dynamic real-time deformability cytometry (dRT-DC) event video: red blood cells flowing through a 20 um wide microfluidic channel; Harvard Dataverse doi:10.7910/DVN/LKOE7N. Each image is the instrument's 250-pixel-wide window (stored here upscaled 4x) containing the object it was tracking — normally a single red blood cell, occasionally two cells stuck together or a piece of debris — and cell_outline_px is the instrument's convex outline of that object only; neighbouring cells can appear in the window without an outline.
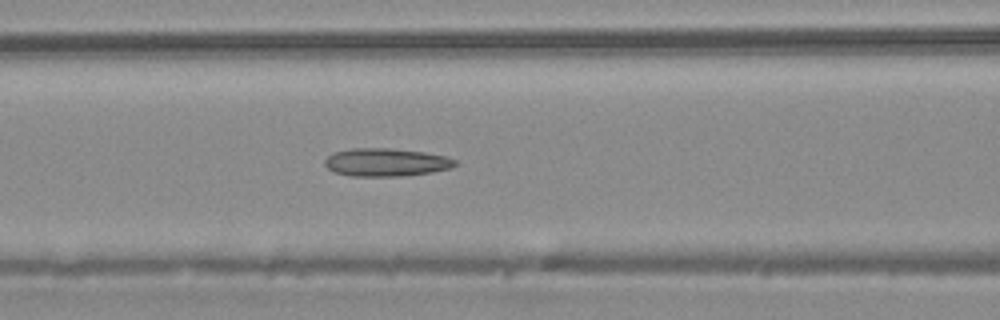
{"species": "common noctule bat (a hibernating species)", "species_latin": "Nyctalus noctula", "temperature_condition": "warm", "stored_images_in_passage": 22, "camera_frame_rate_fps": 3000, "um_per_image_px": 0.085, "animal": {"sex": "male", "body_mass_g": 20.4}, "frame": {"image": 1, "passage_image": 19, "time_ms": 6.0, "image_size_px": [1000, 320], "cell_outline_px": [[460, 164], [452, 168], [432, 172], [408, 176], [352, 176], [332, 172], [324, 164], [324, 160], [332, 152], [352, 148], [388, 148], [424, 152], [448, 156], [456, 160]], "centroid_in_image_um": [32.85, 13.8], "position_along_channel_um": 133.8, "area_um2": 21.68}}
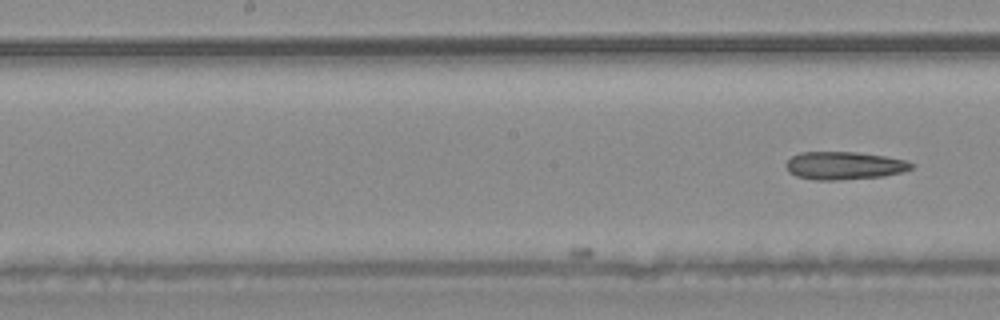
{"frame": {"image": 2, "passage_image": 22, "time_ms": 7.0, "image_size_px": [1000, 320], "cell_outline_px": [[916, 164], [912, 168], [904, 172], [884, 176], [836, 180], [816, 180], [796, 176], [788, 172], [784, 164], [792, 156], [800, 152], [856, 152], [884, 156], [908, 160]], "centroid_in_image_um": [71.78, 14.07], "position_along_channel_um": 176.4, "area_um2": 20.58}}